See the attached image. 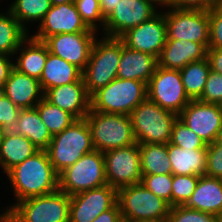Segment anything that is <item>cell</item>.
<instances>
[{"label":"cell","instance_id":"obj_12","mask_svg":"<svg viewBox=\"0 0 222 222\" xmlns=\"http://www.w3.org/2000/svg\"><path fill=\"white\" fill-rule=\"evenodd\" d=\"M105 177L107 183L117 190L140 184L142 179L139 144L120 147L106 151Z\"/></svg>","mask_w":222,"mask_h":222},{"label":"cell","instance_id":"obj_6","mask_svg":"<svg viewBox=\"0 0 222 222\" xmlns=\"http://www.w3.org/2000/svg\"><path fill=\"white\" fill-rule=\"evenodd\" d=\"M133 133L138 144H167L178 115L146 98L131 113Z\"/></svg>","mask_w":222,"mask_h":222},{"label":"cell","instance_id":"obj_43","mask_svg":"<svg viewBox=\"0 0 222 222\" xmlns=\"http://www.w3.org/2000/svg\"><path fill=\"white\" fill-rule=\"evenodd\" d=\"M217 0H170V8L209 10Z\"/></svg>","mask_w":222,"mask_h":222},{"label":"cell","instance_id":"obj_13","mask_svg":"<svg viewBox=\"0 0 222 222\" xmlns=\"http://www.w3.org/2000/svg\"><path fill=\"white\" fill-rule=\"evenodd\" d=\"M118 200V190L109 184L70 196L69 222H92L111 209Z\"/></svg>","mask_w":222,"mask_h":222},{"label":"cell","instance_id":"obj_4","mask_svg":"<svg viewBox=\"0 0 222 222\" xmlns=\"http://www.w3.org/2000/svg\"><path fill=\"white\" fill-rule=\"evenodd\" d=\"M94 150L86 118L75 120L62 132L54 135L45 149L58 174Z\"/></svg>","mask_w":222,"mask_h":222},{"label":"cell","instance_id":"obj_16","mask_svg":"<svg viewBox=\"0 0 222 222\" xmlns=\"http://www.w3.org/2000/svg\"><path fill=\"white\" fill-rule=\"evenodd\" d=\"M98 32L62 33L47 37L43 42L48 51L83 70L88 64Z\"/></svg>","mask_w":222,"mask_h":222},{"label":"cell","instance_id":"obj_50","mask_svg":"<svg viewBox=\"0 0 222 222\" xmlns=\"http://www.w3.org/2000/svg\"><path fill=\"white\" fill-rule=\"evenodd\" d=\"M52 5L72 3L74 0H51Z\"/></svg>","mask_w":222,"mask_h":222},{"label":"cell","instance_id":"obj_55","mask_svg":"<svg viewBox=\"0 0 222 222\" xmlns=\"http://www.w3.org/2000/svg\"><path fill=\"white\" fill-rule=\"evenodd\" d=\"M218 222H222V214L218 216Z\"/></svg>","mask_w":222,"mask_h":222},{"label":"cell","instance_id":"obj_45","mask_svg":"<svg viewBox=\"0 0 222 222\" xmlns=\"http://www.w3.org/2000/svg\"><path fill=\"white\" fill-rule=\"evenodd\" d=\"M92 222H123L118 202L111 209L102 212Z\"/></svg>","mask_w":222,"mask_h":222},{"label":"cell","instance_id":"obj_2","mask_svg":"<svg viewBox=\"0 0 222 222\" xmlns=\"http://www.w3.org/2000/svg\"><path fill=\"white\" fill-rule=\"evenodd\" d=\"M5 209V222H69L70 196L58 189Z\"/></svg>","mask_w":222,"mask_h":222},{"label":"cell","instance_id":"obj_10","mask_svg":"<svg viewBox=\"0 0 222 222\" xmlns=\"http://www.w3.org/2000/svg\"><path fill=\"white\" fill-rule=\"evenodd\" d=\"M164 15L167 39L190 40L209 48L208 10L168 8Z\"/></svg>","mask_w":222,"mask_h":222},{"label":"cell","instance_id":"obj_35","mask_svg":"<svg viewBox=\"0 0 222 222\" xmlns=\"http://www.w3.org/2000/svg\"><path fill=\"white\" fill-rule=\"evenodd\" d=\"M170 144L179 146L183 149H201L207 144L179 118L173 123Z\"/></svg>","mask_w":222,"mask_h":222},{"label":"cell","instance_id":"obj_19","mask_svg":"<svg viewBox=\"0 0 222 222\" xmlns=\"http://www.w3.org/2000/svg\"><path fill=\"white\" fill-rule=\"evenodd\" d=\"M44 98L76 119L85 118L90 110V95L83 81L47 89L44 91Z\"/></svg>","mask_w":222,"mask_h":222},{"label":"cell","instance_id":"obj_27","mask_svg":"<svg viewBox=\"0 0 222 222\" xmlns=\"http://www.w3.org/2000/svg\"><path fill=\"white\" fill-rule=\"evenodd\" d=\"M76 81H83L82 70L48 51L44 69L39 80L42 90L45 91Z\"/></svg>","mask_w":222,"mask_h":222},{"label":"cell","instance_id":"obj_26","mask_svg":"<svg viewBox=\"0 0 222 222\" xmlns=\"http://www.w3.org/2000/svg\"><path fill=\"white\" fill-rule=\"evenodd\" d=\"M40 149L25 136L5 131L0 144V166L7 174L13 167L21 164Z\"/></svg>","mask_w":222,"mask_h":222},{"label":"cell","instance_id":"obj_9","mask_svg":"<svg viewBox=\"0 0 222 222\" xmlns=\"http://www.w3.org/2000/svg\"><path fill=\"white\" fill-rule=\"evenodd\" d=\"M123 222L141 219H167L170 205L141 183L118 189V200Z\"/></svg>","mask_w":222,"mask_h":222},{"label":"cell","instance_id":"obj_46","mask_svg":"<svg viewBox=\"0 0 222 222\" xmlns=\"http://www.w3.org/2000/svg\"><path fill=\"white\" fill-rule=\"evenodd\" d=\"M206 57L209 61L210 69L222 74V49L208 48Z\"/></svg>","mask_w":222,"mask_h":222},{"label":"cell","instance_id":"obj_21","mask_svg":"<svg viewBox=\"0 0 222 222\" xmlns=\"http://www.w3.org/2000/svg\"><path fill=\"white\" fill-rule=\"evenodd\" d=\"M206 56L207 49L201 43L190 40L166 39L158 57V66L181 70L187 64L205 59Z\"/></svg>","mask_w":222,"mask_h":222},{"label":"cell","instance_id":"obj_18","mask_svg":"<svg viewBox=\"0 0 222 222\" xmlns=\"http://www.w3.org/2000/svg\"><path fill=\"white\" fill-rule=\"evenodd\" d=\"M38 27L32 37L40 41L62 33L97 32L85 24L74 2L52 5Z\"/></svg>","mask_w":222,"mask_h":222},{"label":"cell","instance_id":"obj_3","mask_svg":"<svg viewBox=\"0 0 222 222\" xmlns=\"http://www.w3.org/2000/svg\"><path fill=\"white\" fill-rule=\"evenodd\" d=\"M124 45L119 37L103 35V38L95 39L88 64L82 70V79L90 96L117 78Z\"/></svg>","mask_w":222,"mask_h":222},{"label":"cell","instance_id":"obj_24","mask_svg":"<svg viewBox=\"0 0 222 222\" xmlns=\"http://www.w3.org/2000/svg\"><path fill=\"white\" fill-rule=\"evenodd\" d=\"M14 55H18L14 62L15 69L40 80L48 55V48L43 41L28 35Z\"/></svg>","mask_w":222,"mask_h":222},{"label":"cell","instance_id":"obj_30","mask_svg":"<svg viewBox=\"0 0 222 222\" xmlns=\"http://www.w3.org/2000/svg\"><path fill=\"white\" fill-rule=\"evenodd\" d=\"M8 10L0 12V54L14 56L22 41L29 35Z\"/></svg>","mask_w":222,"mask_h":222},{"label":"cell","instance_id":"obj_39","mask_svg":"<svg viewBox=\"0 0 222 222\" xmlns=\"http://www.w3.org/2000/svg\"><path fill=\"white\" fill-rule=\"evenodd\" d=\"M198 100L205 103L222 104V74L209 71L204 91Z\"/></svg>","mask_w":222,"mask_h":222},{"label":"cell","instance_id":"obj_32","mask_svg":"<svg viewBox=\"0 0 222 222\" xmlns=\"http://www.w3.org/2000/svg\"><path fill=\"white\" fill-rule=\"evenodd\" d=\"M51 6V0H14L7 9L28 32L25 26L29 22H41Z\"/></svg>","mask_w":222,"mask_h":222},{"label":"cell","instance_id":"obj_15","mask_svg":"<svg viewBox=\"0 0 222 222\" xmlns=\"http://www.w3.org/2000/svg\"><path fill=\"white\" fill-rule=\"evenodd\" d=\"M178 118L208 145L217 139L222 127V107L218 104L191 100Z\"/></svg>","mask_w":222,"mask_h":222},{"label":"cell","instance_id":"obj_33","mask_svg":"<svg viewBox=\"0 0 222 222\" xmlns=\"http://www.w3.org/2000/svg\"><path fill=\"white\" fill-rule=\"evenodd\" d=\"M35 108L52 136L62 132L77 120L73 115L48 102L45 98L41 99Z\"/></svg>","mask_w":222,"mask_h":222},{"label":"cell","instance_id":"obj_38","mask_svg":"<svg viewBox=\"0 0 222 222\" xmlns=\"http://www.w3.org/2000/svg\"><path fill=\"white\" fill-rule=\"evenodd\" d=\"M168 222H218V217L185 206L170 207Z\"/></svg>","mask_w":222,"mask_h":222},{"label":"cell","instance_id":"obj_40","mask_svg":"<svg viewBox=\"0 0 222 222\" xmlns=\"http://www.w3.org/2000/svg\"><path fill=\"white\" fill-rule=\"evenodd\" d=\"M20 108L0 91V128L11 131L18 119Z\"/></svg>","mask_w":222,"mask_h":222},{"label":"cell","instance_id":"obj_36","mask_svg":"<svg viewBox=\"0 0 222 222\" xmlns=\"http://www.w3.org/2000/svg\"><path fill=\"white\" fill-rule=\"evenodd\" d=\"M173 174H142L141 184L156 196L163 198L171 207Z\"/></svg>","mask_w":222,"mask_h":222},{"label":"cell","instance_id":"obj_52","mask_svg":"<svg viewBox=\"0 0 222 222\" xmlns=\"http://www.w3.org/2000/svg\"><path fill=\"white\" fill-rule=\"evenodd\" d=\"M0 222H5V212L0 213Z\"/></svg>","mask_w":222,"mask_h":222},{"label":"cell","instance_id":"obj_51","mask_svg":"<svg viewBox=\"0 0 222 222\" xmlns=\"http://www.w3.org/2000/svg\"><path fill=\"white\" fill-rule=\"evenodd\" d=\"M216 141L222 143V127H221V129L219 131V134H218V137H217Z\"/></svg>","mask_w":222,"mask_h":222},{"label":"cell","instance_id":"obj_53","mask_svg":"<svg viewBox=\"0 0 222 222\" xmlns=\"http://www.w3.org/2000/svg\"><path fill=\"white\" fill-rule=\"evenodd\" d=\"M4 132H5V131H3V130L0 128V144H1L2 137H3Z\"/></svg>","mask_w":222,"mask_h":222},{"label":"cell","instance_id":"obj_31","mask_svg":"<svg viewBox=\"0 0 222 222\" xmlns=\"http://www.w3.org/2000/svg\"><path fill=\"white\" fill-rule=\"evenodd\" d=\"M210 70L207 57L191 62L180 70L184 89L191 100H198L201 97Z\"/></svg>","mask_w":222,"mask_h":222},{"label":"cell","instance_id":"obj_11","mask_svg":"<svg viewBox=\"0 0 222 222\" xmlns=\"http://www.w3.org/2000/svg\"><path fill=\"white\" fill-rule=\"evenodd\" d=\"M147 98L163 109L179 115L191 101L182 83L180 70L157 66L147 84Z\"/></svg>","mask_w":222,"mask_h":222},{"label":"cell","instance_id":"obj_41","mask_svg":"<svg viewBox=\"0 0 222 222\" xmlns=\"http://www.w3.org/2000/svg\"><path fill=\"white\" fill-rule=\"evenodd\" d=\"M205 175L222 179V143L216 140L207 145Z\"/></svg>","mask_w":222,"mask_h":222},{"label":"cell","instance_id":"obj_44","mask_svg":"<svg viewBox=\"0 0 222 222\" xmlns=\"http://www.w3.org/2000/svg\"><path fill=\"white\" fill-rule=\"evenodd\" d=\"M12 59V56L0 54V91L4 88L7 78L9 77L11 70L14 68V62Z\"/></svg>","mask_w":222,"mask_h":222},{"label":"cell","instance_id":"obj_48","mask_svg":"<svg viewBox=\"0 0 222 222\" xmlns=\"http://www.w3.org/2000/svg\"><path fill=\"white\" fill-rule=\"evenodd\" d=\"M149 1H152L156 5V7L161 4L160 6L162 7L164 6L166 7V9L170 8V0H149Z\"/></svg>","mask_w":222,"mask_h":222},{"label":"cell","instance_id":"obj_37","mask_svg":"<svg viewBox=\"0 0 222 222\" xmlns=\"http://www.w3.org/2000/svg\"><path fill=\"white\" fill-rule=\"evenodd\" d=\"M74 4L89 28L98 31L97 29L101 26L100 28L103 27L101 30H104L105 18L102 15L99 0H74Z\"/></svg>","mask_w":222,"mask_h":222},{"label":"cell","instance_id":"obj_23","mask_svg":"<svg viewBox=\"0 0 222 222\" xmlns=\"http://www.w3.org/2000/svg\"><path fill=\"white\" fill-rule=\"evenodd\" d=\"M187 208L212 214H222V179L200 176L197 186L184 205Z\"/></svg>","mask_w":222,"mask_h":222},{"label":"cell","instance_id":"obj_14","mask_svg":"<svg viewBox=\"0 0 222 222\" xmlns=\"http://www.w3.org/2000/svg\"><path fill=\"white\" fill-rule=\"evenodd\" d=\"M149 0H121L105 19L104 36L121 37L129 29L151 19L159 11Z\"/></svg>","mask_w":222,"mask_h":222},{"label":"cell","instance_id":"obj_47","mask_svg":"<svg viewBox=\"0 0 222 222\" xmlns=\"http://www.w3.org/2000/svg\"><path fill=\"white\" fill-rule=\"evenodd\" d=\"M121 0H99L100 9L103 17L106 19L117 8Z\"/></svg>","mask_w":222,"mask_h":222},{"label":"cell","instance_id":"obj_22","mask_svg":"<svg viewBox=\"0 0 222 222\" xmlns=\"http://www.w3.org/2000/svg\"><path fill=\"white\" fill-rule=\"evenodd\" d=\"M157 66L158 59L155 56L129 49L124 45L117 70V78L138 80L148 84Z\"/></svg>","mask_w":222,"mask_h":222},{"label":"cell","instance_id":"obj_49","mask_svg":"<svg viewBox=\"0 0 222 222\" xmlns=\"http://www.w3.org/2000/svg\"><path fill=\"white\" fill-rule=\"evenodd\" d=\"M134 222H168L167 219H141Z\"/></svg>","mask_w":222,"mask_h":222},{"label":"cell","instance_id":"obj_25","mask_svg":"<svg viewBox=\"0 0 222 222\" xmlns=\"http://www.w3.org/2000/svg\"><path fill=\"white\" fill-rule=\"evenodd\" d=\"M167 152L173 175H205L207 146L201 149H183L167 143Z\"/></svg>","mask_w":222,"mask_h":222},{"label":"cell","instance_id":"obj_7","mask_svg":"<svg viewBox=\"0 0 222 222\" xmlns=\"http://www.w3.org/2000/svg\"><path fill=\"white\" fill-rule=\"evenodd\" d=\"M95 150L106 152L136 144L129 115L89 110L85 116Z\"/></svg>","mask_w":222,"mask_h":222},{"label":"cell","instance_id":"obj_8","mask_svg":"<svg viewBox=\"0 0 222 222\" xmlns=\"http://www.w3.org/2000/svg\"><path fill=\"white\" fill-rule=\"evenodd\" d=\"M59 190L69 196L107 185L103 152L94 150L58 174Z\"/></svg>","mask_w":222,"mask_h":222},{"label":"cell","instance_id":"obj_1","mask_svg":"<svg viewBox=\"0 0 222 222\" xmlns=\"http://www.w3.org/2000/svg\"><path fill=\"white\" fill-rule=\"evenodd\" d=\"M6 175L17 202L59 189L58 173L53 168L45 150H39L28 157Z\"/></svg>","mask_w":222,"mask_h":222},{"label":"cell","instance_id":"obj_42","mask_svg":"<svg viewBox=\"0 0 222 222\" xmlns=\"http://www.w3.org/2000/svg\"><path fill=\"white\" fill-rule=\"evenodd\" d=\"M209 14V48L222 49V7L212 6Z\"/></svg>","mask_w":222,"mask_h":222},{"label":"cell","instance_id":"obj_17","mask_svg":"<svg viewBox=\"0 0 222 222\" xmlns=\"http://www.w3.org/2000/svg\"><path fill=\"white\" fill-rule=\"evenodd\" d=\"M120 38L129 49L148 53L158 59L167 39L164 12H158L151 19L129 29Z\"/></svg>","mask_w":222,"mask_h":222},{"label":"cell","instance_id":"obj_34","mask_svg":"<svg viewBox=\"0 0 222 222\" xmlns=\"http://www.w3.org/2000/svg\"><path fill=\"white\" fill-rule=\"evenodd\" d=\"M198 181L197 175H173L171 207L184 206L192 196Z\"/></svg>","mask_w":222,"mask_h":222},{"label":"cell","instance_id":"obj_54","mask_svg":"<svg viewBox=\"0 0 222 222\" xmlns=\"http://www.w3.org/2000/svg\"><path fill=\"white\" fill-rule=\"evenodd\" d=\"M217 6L222 7V0H217Z\"/></svg>","mask_w":222,"mask_h":222},{"label":"cell","instance_id":"obj_28","mask_svg":"<svg viewBox=\"0 0 222 222\" xmlns=\"http://www.w3.org/2000/svg\"><path fill=\"white\" fill-rule=\"evenodd\" d=\"M11 131L25 136L40 150H45L53 137L42 122L36 108L21 109L17 122Z\"/></svg>","mask_w":222,"mask_h":222},{"label":"cell","instance_id":"obj_29","mask_svg":"<svg viewBox=\"0 0 222 222\" xmlns=\"http://www.w3.org/2000/svg\"><path fill=\"white\" fill-rule=\"evenodd\" d=\"M142 174H172L167 144H139Z\"/></svg>","mask_w":222,"mask_h":222},{"label":"cell","instance_id":"obj_5","mask_svg":"<svg viewBox=\"0 0 222 222\" xmlns=\"http://www.w3.org/2000/svg\"><path fill=\"white\" fill-rule=\"evenodd\" d=\"M146 98V83L115 78L90 96V109L104 113L130 115Z\"/></svg>","mask_w":222,"mask_h":222},{"label":"cell","instance_id":"obj_20","mask_svg":"<svg viewBox=\"0 0 222 222\" xmlns=\"http://www.w3.org/2000/svg\"><path fill=\"white\" fill-rule=\"evenodd\" d=\"M20 109L35 108L44 98V91L38 79L13 68L1 90Z\"/></svg>","mask_w":222,"mask_h":222}]
</instances>
